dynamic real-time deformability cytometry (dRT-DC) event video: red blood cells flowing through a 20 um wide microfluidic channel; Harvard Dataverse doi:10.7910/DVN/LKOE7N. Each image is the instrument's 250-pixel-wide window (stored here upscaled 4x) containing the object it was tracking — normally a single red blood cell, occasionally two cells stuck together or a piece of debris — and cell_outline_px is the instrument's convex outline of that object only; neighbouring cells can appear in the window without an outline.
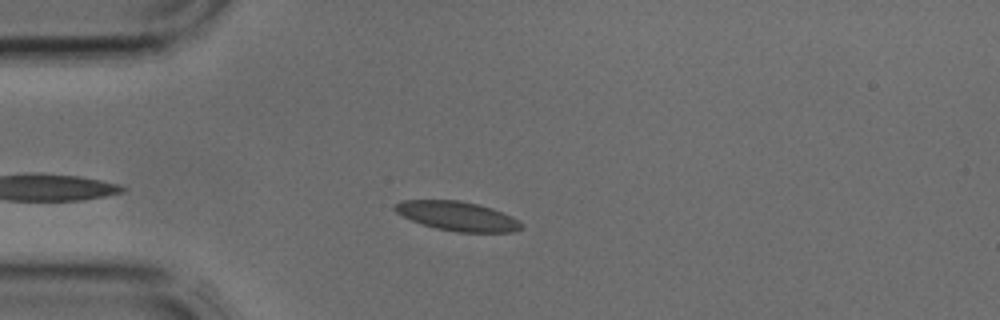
{"species": "common noctule bat (a hibernating species)", "species_latin": "Nyctalus noctula", "temperature_condition": "cold", "stored_images_in_passage": 4, "camera_frame_rate_fps": 3000, "um_per_image_px": 0.085, "animal": {"sex": "male", "body_mass_g": 17.9, "forearm_length_mm": 54.2}, "frame": {"image": 1, "passage_image": 3, "time_ms": 0.667, "image_size_px": [1000, 320], "cell_outline_px": [[524, 224], [520, 228], [512, 232], [456, 232], [436, 228], [412, 220], [396, 212], [392, 208], [392, 204], [400, 200], [460, 200], [492, 208], [512, 216], [520, 220]], "centroid_in_image_um": [38.87, 18.36], "position_along_channel_um": 46.1, "area_um2": 21.62}}
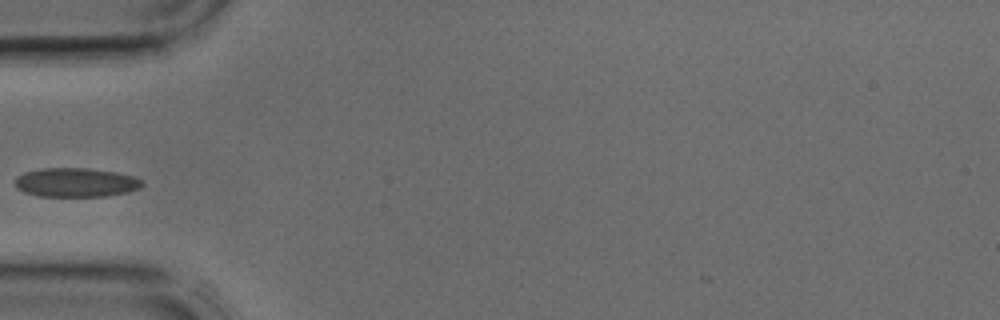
{"frame": {"image": 2, "passage_image": 4, "time_ms": 1.0, "image_size_px": [1000, 320], "cell_outline_px": [[144, 184], [140, 188], [128, 192], [108, 196], [40, 196], [24, 192], [16, 188], [16, 176], [24, 172], [40, 168], [88, 168], [116, 172], [132, 176], [140, 180]], "centroid_in_image_um": [6.44, 15.5], "position_along_channel_um": 78.6, "area_um2": 21.56}}